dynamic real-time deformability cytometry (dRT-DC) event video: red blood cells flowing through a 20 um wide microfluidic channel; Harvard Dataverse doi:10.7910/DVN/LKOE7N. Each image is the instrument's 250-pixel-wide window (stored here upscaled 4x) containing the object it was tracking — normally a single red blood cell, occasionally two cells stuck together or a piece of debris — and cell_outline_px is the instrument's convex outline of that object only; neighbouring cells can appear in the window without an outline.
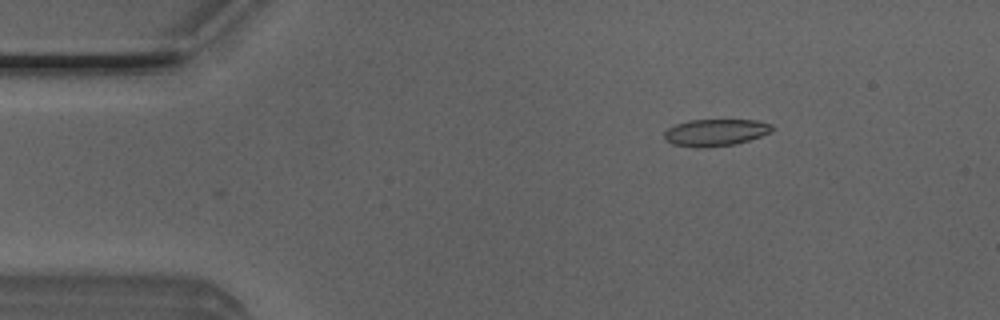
{"species": "Egyptian fruit bat (a non-hibernating species)", "species_latin": "Rousettus aegyptiacus", "temperature_condition": "room temperature", "stored_images_in_passage": 45, "camera_frame_rate_fps": 3000, "um_per_image_px": 0.085, "animal": {"sex": "male"}, "frame": {"image": 1, "passage_image": 2, "time_ms": 0.333, "image_size_px": [1000, 320], "cell_outline_px": [[772, 128], [768, 132], [760, 136], [736, 144], [672, 144], [664, 140], [664, 132], [668, 128], [676, 124], [688, 120], [756, 120], [772, 124]], "centroid_in_image_um": [60.82, 11.2], "position_along_channel_um": 24.2, "area_um2": 15.9}}
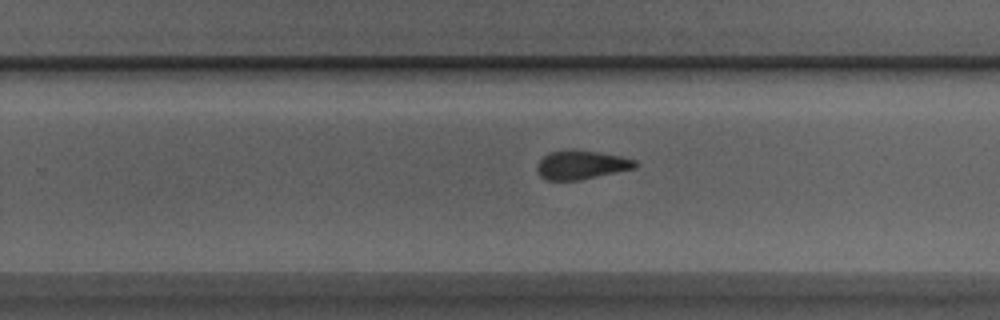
{"frame": {"image": 2, "passage_image": 26, "time_ms": 8.333, "image_size_px": [1000, 320], "cell_outline_px": [[636, 168], [580, 180], [544, 180], [536, 172], [536, 164], [548, 152], [564, 148], [600, 152], [620, 156], [636, 160]], "centroid_in_image_um": [49.35, 14.0], "position_along_channel_um": 280.4, "area_um2": 16.82}}
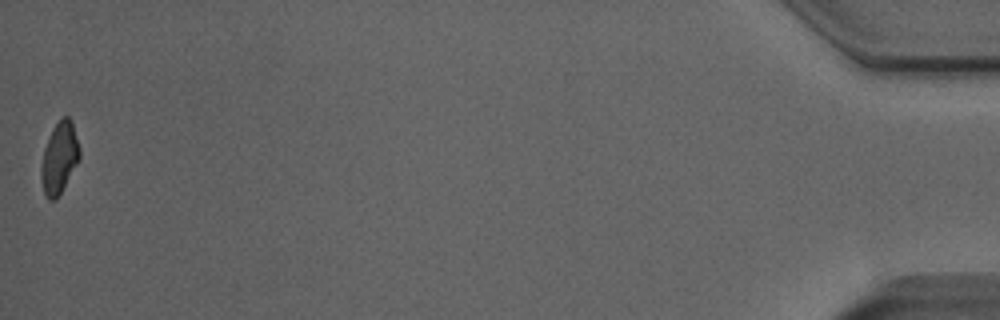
{"frame": {"image": 3, "passage_image": 45, "time_ms": 14.667, "image_size_px": [1000, 320], "cell_outline_px": [[80, 160], [56, 200], [48, 200], [44, 192], [40, 176], [40, 168], [44, 148], [52, 128], [60, 116], [68, 116], [72, 120], [80, 148]], "centroid_in_image_um": [5.05, 13.39], "position_along_channel_um": 430.2, "area_um2": 16.3}, "authors_computed_cell_mechanics": {"area_um2": 17.051, "velocity_mm_per_s": 4.0101, "shape_relaxation_time_tau1_ms": null, "shape_relaxation_time_tau2_ms": 2.1609, "deformation_change_tau1": null, "deformation_change_tau2": 0.0855}}